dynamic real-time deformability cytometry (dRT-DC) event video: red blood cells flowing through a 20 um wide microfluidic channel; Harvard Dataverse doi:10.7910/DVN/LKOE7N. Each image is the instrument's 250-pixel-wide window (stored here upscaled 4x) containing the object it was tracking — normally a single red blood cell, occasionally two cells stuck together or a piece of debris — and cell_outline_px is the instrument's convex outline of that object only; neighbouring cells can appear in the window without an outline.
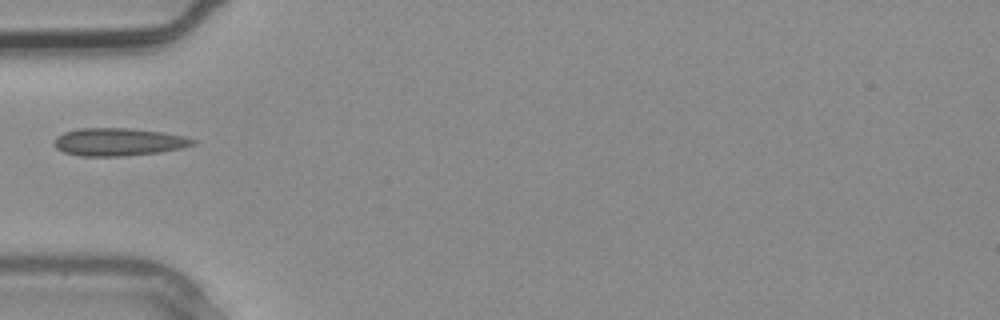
{"species": "common noctule bat (a hibernating species)", "species_latin": "Nyctalus noctula", "temperature_condition": "warm", "stored_images_in_passage": 3, "camera_frame_rate_fps": 3000, "um_per_image_px": 0.085, "animal": {"sex": "male", "body_mass_g": 20.4}, "frame": {"image": 1, "passage_image": 3, "time_ms": 0.667, "image_size_px": [1000, 320], "cell_outline_px": [[196, 144], [180, 148], [160, 152], [124, 156], [80, 156], [64, 152], [56, 148], [56, 136], [64, 132], [80, 128], [128, 128], [164, 132], [184, 136], [196, 140]], "centroid_in_image_um": [10.09, 12.06], "position_along_channel_um": 74.9, "area_um2": 22.37}}